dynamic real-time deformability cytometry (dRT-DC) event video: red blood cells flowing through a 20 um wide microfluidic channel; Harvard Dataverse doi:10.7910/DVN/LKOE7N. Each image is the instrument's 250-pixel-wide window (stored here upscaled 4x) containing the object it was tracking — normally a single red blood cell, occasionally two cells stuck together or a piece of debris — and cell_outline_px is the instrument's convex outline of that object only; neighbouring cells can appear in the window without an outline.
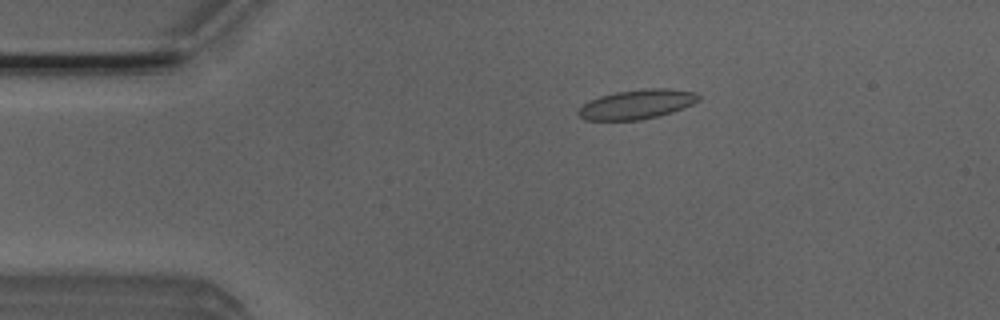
{"species": "Egyptian fruit bat (a non-hibernating species)", "species_latin": "Rousettus aegyptiacus", "temperature_condition": "room temperature", "stored_images_in_passage": 48, "camera_frame_rate_fps": 3000, "um_per_image_px": 0.085, "animal": {"sex": "male"}, "frame": {"image": 1, "passage_image": 6, "time_ms": 1.667, "image_size_px": [1000, 320], "cell_outline_px": [[700, 100], [692, 104], [672, 112], [640, 120], [584, 120], [576, 112], [576, 108], [588, 100], [600, 96], [616, 92], [648, 88], [668, 88], [696, 92], [700, 96]], "centroid_in_image_um": [54.09, 8.86], "position_along_channel_um": 30.9, "area_um2": 20.75}}
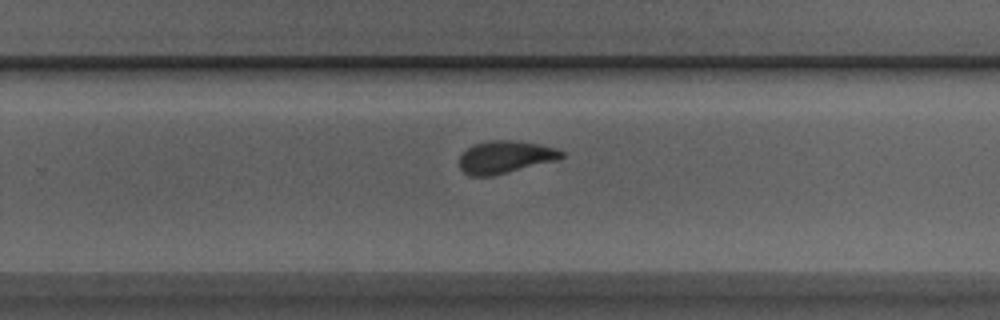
{"frame": {"image": 2, "passage_image": 29, "time_ms": 9.333, "image_size_px": [1000, 320], "cell_outline_px": [[564, 156], [552, 160], [492, 176], [468, 176], [460, 168], [460, 156], [468, 148], [476, 144], [492, 140], [516, 140], [540, 144], [556, 148], [564, 152]], "centroid_in_image_um": [42.91, 13.34], "position_along_channel_um": 286.9, "area_um2": 18.9}}
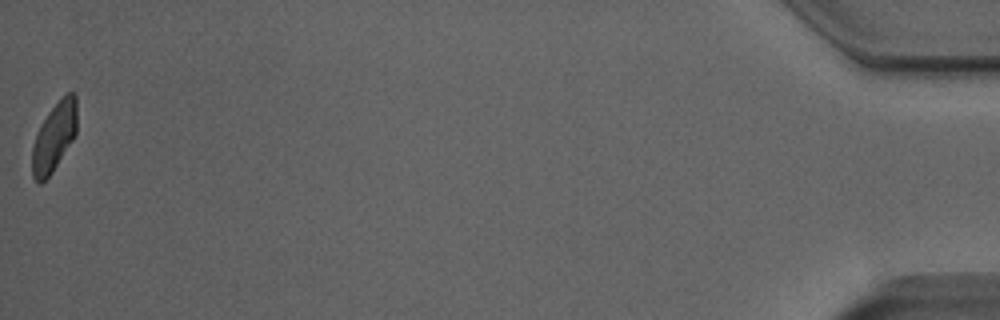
{"frame": {"image": 3, "passage_image": 48, "time_ms": 15.667, "image_size_px": [1000, 320], "cell_outline_px": [[76, 136], [52, 172], [40, 184], [32, 176], [32, 148], [36, 136], [48, 112], [68, 92], [76, 92]], "centroid_in_image_um": [4.62, 11.65], "position_along_channel_um": 430.6, "area_um2": 17.63}, "authors_computed_cell_mechanics": {"area_um2": 19.8543, "velocity_mm_per_s": 3.9368, "shape_relaxation_time_tau1_ms": 6.1938, "shape_relaxation_time_tau2_ms": 0.972, "deformation_change_tau1": 0.1485, "deformation_change_tau2": 0.0606}}